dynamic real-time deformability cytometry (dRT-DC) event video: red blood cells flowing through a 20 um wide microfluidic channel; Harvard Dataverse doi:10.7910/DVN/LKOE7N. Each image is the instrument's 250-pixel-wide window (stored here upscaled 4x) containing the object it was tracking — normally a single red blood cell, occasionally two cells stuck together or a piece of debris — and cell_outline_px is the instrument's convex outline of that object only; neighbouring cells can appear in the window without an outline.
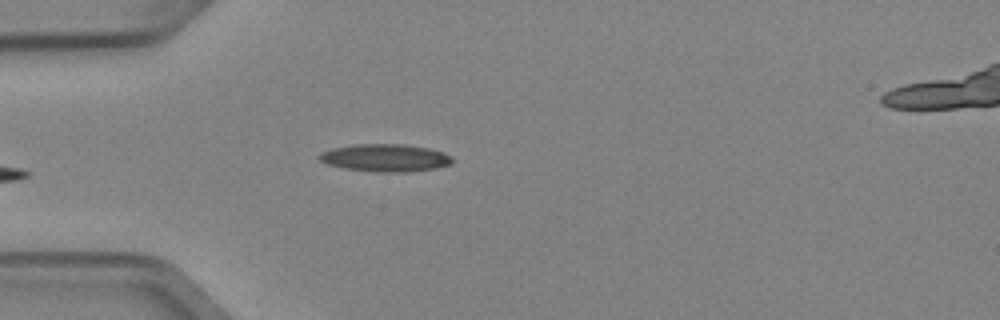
{"species": "Egyptian fruit bat (a non-hibernating species)", "species_latin": "Rousettus aegyptiacus", "temperature_condition": "cold", "stored_images_in_passage": 5, "camera_frame_rate_fps": 3000, "um_per_image_px": 0.085, "animal": {"sex": "female"}, "frame": {"image": 1, "passage_image": 5, "time_ms": 1.333, "image_size_px": [1000, 320], "cell_outline_px": [[452, 164], [436, 168], [404, 172], [376, 172], [344, 168], [328, 164], [320, 160], [316, 156], [320, 152], [332, 148], [356, 144], [404, 144], [428, 148], [444, 152], [452, 160]], "centroid_in_image_um": [32.71, 13.41], "position_along_channel_um": 52.3, "area_um2": 21.33}}